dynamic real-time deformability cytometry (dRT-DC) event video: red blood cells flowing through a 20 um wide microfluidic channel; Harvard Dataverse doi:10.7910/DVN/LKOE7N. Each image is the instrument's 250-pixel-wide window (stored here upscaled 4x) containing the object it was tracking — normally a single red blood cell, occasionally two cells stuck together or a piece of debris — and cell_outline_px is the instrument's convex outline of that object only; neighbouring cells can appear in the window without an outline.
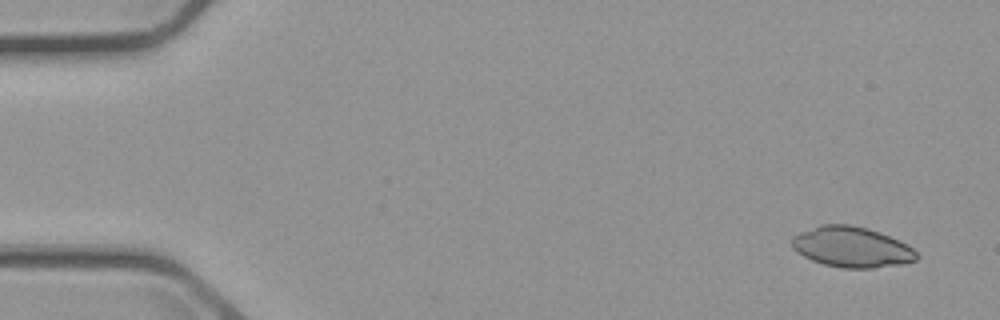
{"species": "common noctule bat (a hibernating species)", "species_latin": "Nyctalus noctula", "temperature_condition": "cold", "stored_images_in_passage": 8, "camera_frame_rate_fps": 3000, "um_per_image_px": 0.085, "animal": {"sex": "male", "body_mass_g": 23.1, "forearm_length_mm": 52.7}, "frame": {"image": 1, "passage_image": 1, "time_ms": 0.0, "image_size_px": [1000, 320], "cell_outline_px": [[916, 260], [900, 264], [872, 268], [840, 268], [824, 264], [812, 260], [796, 252], [792, 248], [792, 236], [800, 232], [820, 224], [848, 224], [868, 228], [880, 232], [912, 248], [916, 252]], "centroid_in_image_um": [72.33, 20.99], "position_along_channel_um": 12.7, "area_um2": 29.25}}